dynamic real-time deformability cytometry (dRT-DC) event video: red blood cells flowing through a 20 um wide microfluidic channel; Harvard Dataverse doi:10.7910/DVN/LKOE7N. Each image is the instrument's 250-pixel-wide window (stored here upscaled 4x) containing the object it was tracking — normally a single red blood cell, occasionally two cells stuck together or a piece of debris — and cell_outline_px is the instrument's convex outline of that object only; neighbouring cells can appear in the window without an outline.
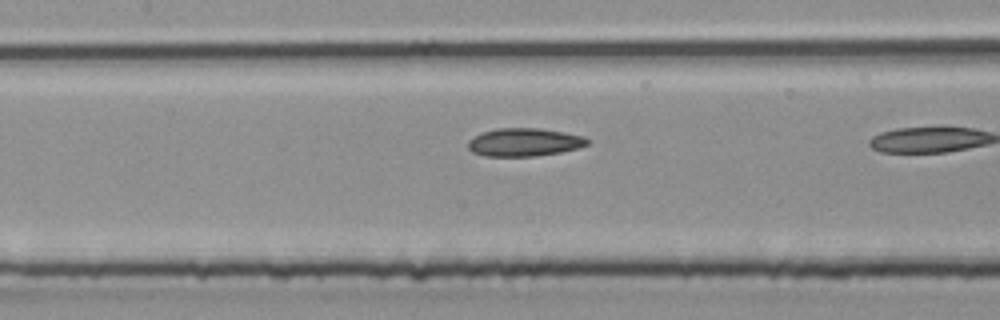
{"species": "common noctule bat (a hibernating species)", "species_latin": "Nyctalus noctula", "temperature_condition": "room temperature", "stored_images_in_passage": 11, "camera_frame_rate_fps": 3000, "um_per_image_px": 0.085, "animal": {"sex": "male", "body_mass_g": 20.4}, "frame": {"image": 1, "passage_image": 10, "time_ms": 3.0, "image_size_px": [1000, 320], "cell_outline_px": [[588, 144], [580, 148], [560, 152], [532, 156], [484, 156], [472, 152], [468, 148], [468, 140], [480, 132], [496, 128], [540, 128], [564, 132], [584, 136], [588, 140]], "centroid_in_image_um": [44.54, 12.08], "position_along_channel_um": 162.9, "area_um2": 19.65}}